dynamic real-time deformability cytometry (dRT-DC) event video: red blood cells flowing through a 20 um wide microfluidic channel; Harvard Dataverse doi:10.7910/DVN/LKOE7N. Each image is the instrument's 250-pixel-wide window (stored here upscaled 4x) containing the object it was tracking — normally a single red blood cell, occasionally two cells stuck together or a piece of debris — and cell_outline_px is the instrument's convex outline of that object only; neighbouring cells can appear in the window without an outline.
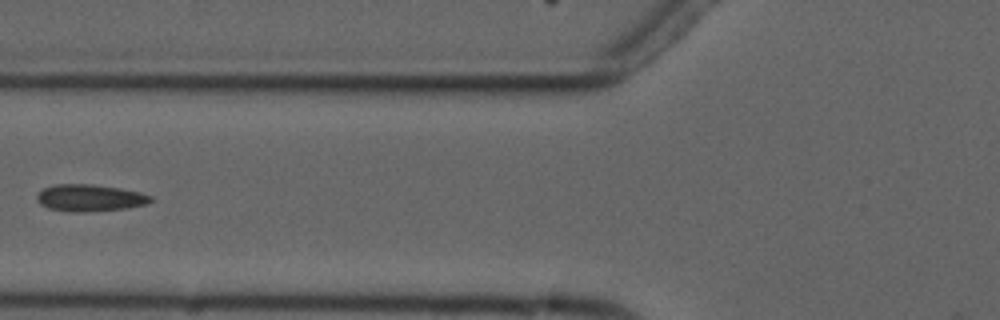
{"species": "common noctule bat (a hibernating species)", "species_latin": "Nyctalus noctula", "temperature_condition": "cold", "stored_images_in_passage": 4, "camera_frame_rate_fps": 3000, "um_per_image_px": 0.085, "animal": {"sex": "male", "forearm_length_mm": 52.5}, "frame": {"image": 1, "passage_image": 3, "time_ms": 2.667, "image_size_px": [1000, 320], "cell_outline_px": [[156, 200], [148, 204], [128, 208], [84, 212], [72, 212], [48, 208], [40, 204], [36, 200], [36, 196], [44, 188], [52, 184], [92, 184], [120, 188], [140, 192], [152, 196]], "centroid_in_image_um": [7.67, 16.82], "position_along_channel_um": 118.1, "area_um2": 18.09}}
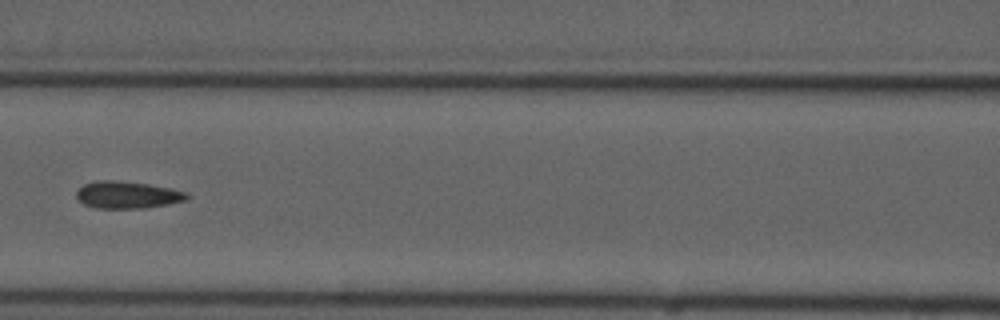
{"frame": {"image": 2, "passage_image": 4, "time_ms": 3.667, "image_size_px": [1000, 320], "cell_outline_px": [[188, 196], [184, 200], [168, 204], [144, 208], [96, 208], [84, 204], [76, 196], [76, 192], [84, 184], [96, 180], [112, 180], [148, 184], [172, 188], [184, 192]], "centroid_in_image_um": [10.79, 16.56], "position_along_channel_um": 155.8, "area_um2": 17.22}}